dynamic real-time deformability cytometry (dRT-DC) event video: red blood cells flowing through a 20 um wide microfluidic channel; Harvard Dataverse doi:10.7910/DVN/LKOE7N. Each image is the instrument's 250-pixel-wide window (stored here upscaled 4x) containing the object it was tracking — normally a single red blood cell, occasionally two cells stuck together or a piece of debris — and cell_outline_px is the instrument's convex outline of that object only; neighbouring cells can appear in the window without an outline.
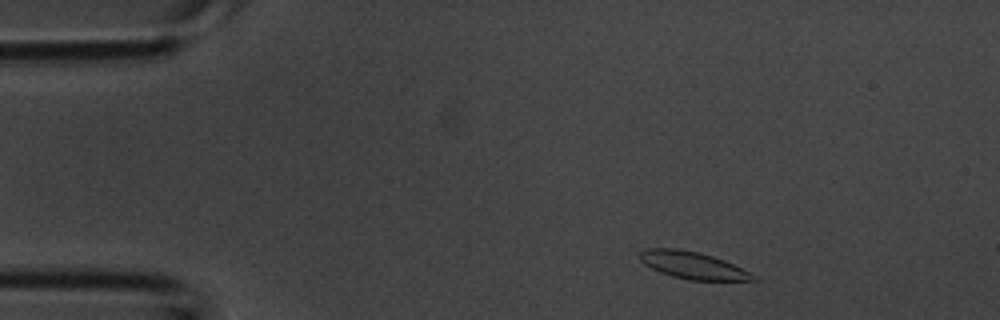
{"species": "common noctule bat (a hibernating species)", "species_latin": "Nyctalus noctula", "temperature_condition": "room temperature", "stored_images_in_passage": 38, "camera_frame_rate_fps": 3000, "um_per_image_px": 0.085, "animal": {"sex": "male", "body_mass_g": 20.1, "forearm_length_mm": 53.5}, "frame": {"image": 1, "passage_image": 1, "time_ms": 0.0, "image_size_px": [1000, 320], "cell_outline_px": [[756, 280], [688, 280], [672, 276], [660, 272], [644, 264], [636, 256], [644, 248], [676, 248], [700, 252], [724, 260], [748, 272]], "centroid_in_image_um": [58.76, 22.53], "position_along_channel_um": 26.2, "area_um2": 17.74}}
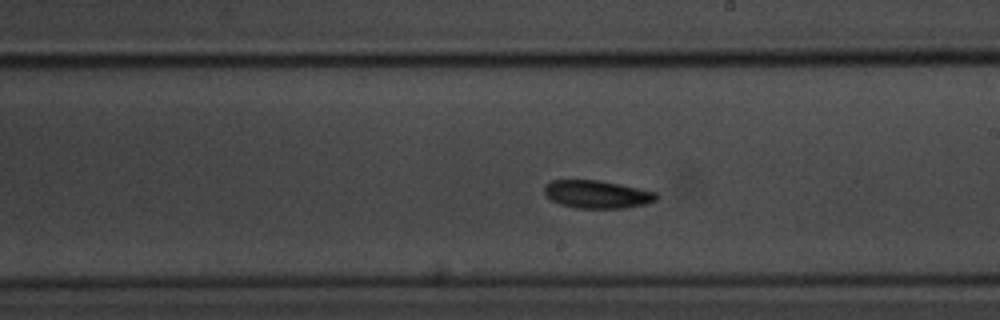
{"frame": {"image": 2, "passage_image": 19, "time_ms": 6.0, "image_size_px": [1000, 320], "cell_outline_px": [[656, 200], [648, 204], [624, 208], [576, 208], [560, 204], [552, 200], [544, 192], [544, 184], [552, 180], [600, 180], [656, 192]], "centroid_in_image_um": [50.73, 16.52], "position_along_channel_um": 238.3, "area_um2": 18.15}}
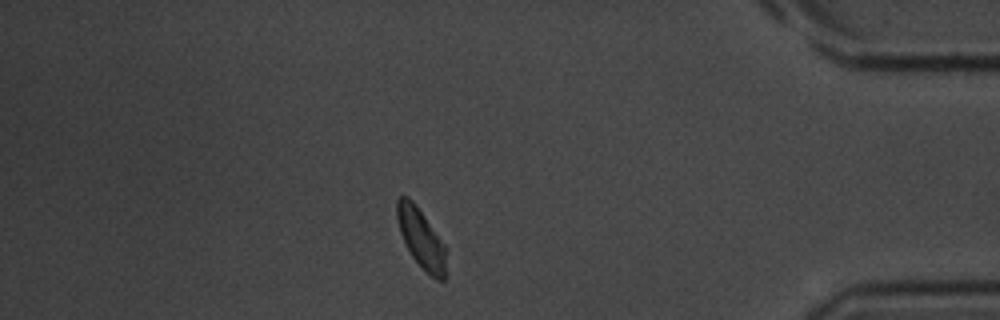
{"frame": {"image": 3, "passage_image": 32, "time_ms": 10.333, "image_size_px": [1000, 320], "cell_outline_px": [[448, 248], [444, 280], [436, 280], [424, 272], [412, 256], [400, 232], [396, 216], [396, 200], [400, 196], [408, 196], [416, 204]], "centroid_in_image_um": [35.83, 20.28], "position_along_channel_um": 399.4, "area_um2": 17.4}}